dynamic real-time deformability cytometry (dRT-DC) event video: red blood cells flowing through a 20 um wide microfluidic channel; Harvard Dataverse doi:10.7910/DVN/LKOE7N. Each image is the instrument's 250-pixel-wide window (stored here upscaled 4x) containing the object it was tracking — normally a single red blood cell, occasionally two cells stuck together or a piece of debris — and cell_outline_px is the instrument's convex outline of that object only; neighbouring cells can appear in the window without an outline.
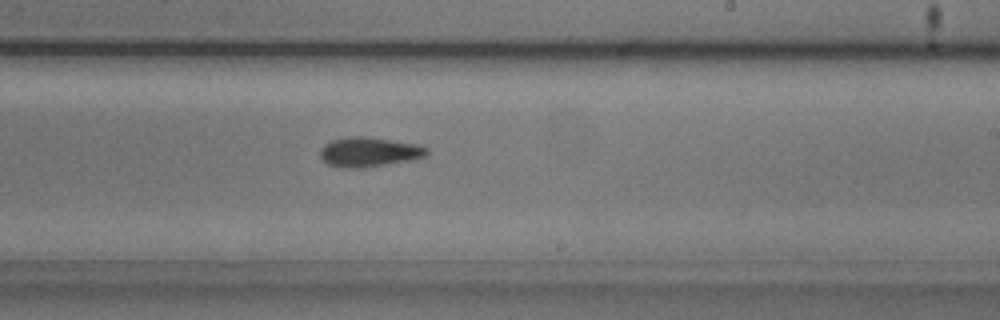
{"species": "common noctule bat (a hibernating species)", "species_latin": "Nyctalus noctula", "temperature_condition": "cold", "stored_images_in_passage": 29, "camera_frame_rate_fps": 3000, "um_per_image_px": 0.085, "animal": {"sex": "male", "body_mass_g": 20.5, "forearm_length_mm": 52.5}, "frame": {"image": 1, "passage_image": 17, "time_ms": 5.333, "image_size_px": [1000, 320], "cell_outline_px": [[428, 152], [424, 156], [412, 160], [360, 168], [344, 168], [328, 164], [320, 156], [320, 148], [324, 144], [332, 140], [348, 136], [364, 136], [416, 144], [428, 148]], "centroid_in_image_um": [31.34, 12.91], "position_along_channel_um": 257.7, "area_um2": 18.26}}